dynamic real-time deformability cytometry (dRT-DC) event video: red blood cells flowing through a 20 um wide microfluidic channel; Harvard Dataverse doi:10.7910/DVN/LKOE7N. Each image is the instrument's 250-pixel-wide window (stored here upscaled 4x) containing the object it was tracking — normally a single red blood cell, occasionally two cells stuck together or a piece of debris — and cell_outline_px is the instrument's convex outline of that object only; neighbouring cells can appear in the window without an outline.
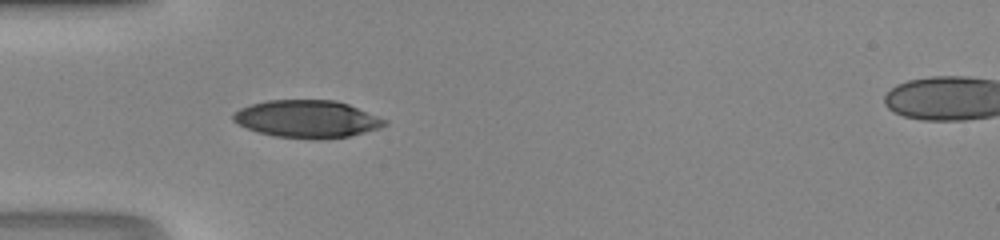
{"species": "human", "species_latin": "Homo sapiens", "temperature_condition": "room temperature", "stored_images_in_passage": 20, "camera_frame_rate_fps": 3000, "um_per_image_px": 0.085, "donor": {"sex": "male"}, "frame": {"image": 1, "passage_image": 1, "time_ms": 0.0, "image_size_px": [1000, 240], "cell_outline_px": [[388, 124], [380, 128], [348, 136], [320, 140], [312, 140], [276, 136], [260, 132], [248, 128], [232, 120], [232, 116], [240, 108], [252, 104], [268, 100], [336, 100], [348, 104], [388, 120]], "centroid_in_image_um": [26.14, 10.12], "position_along_channel_um": 58.9, "area_um2": 33.0}}
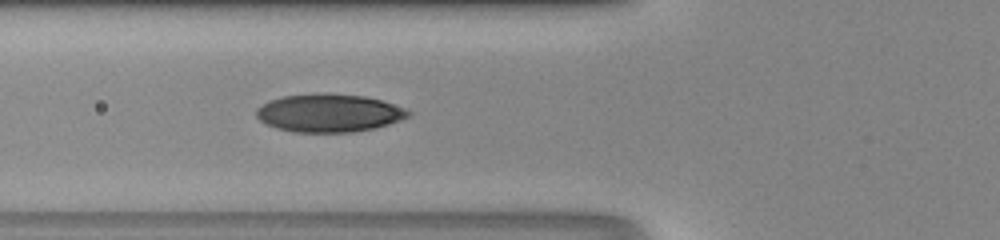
{"frame": {"image": 2, "passage_image": 4, "time_ms": 1.0, "image_size_px": [1000, 240], "cell_outline_px": [[412, 112], [408, 116], [400, 120], [388, 124], [372, 128], [352, 132], [296, 132], [276, 128], [264, 124], [256, 116], [256, 108], [272, 100], [284, 96], [324, 92], [364, 96], [380, 100], [404, 108]], "centroid_in_image_um": [27.94, 9.6], "position_along_channel_um": 97.9, "area_um2": 33.52}}
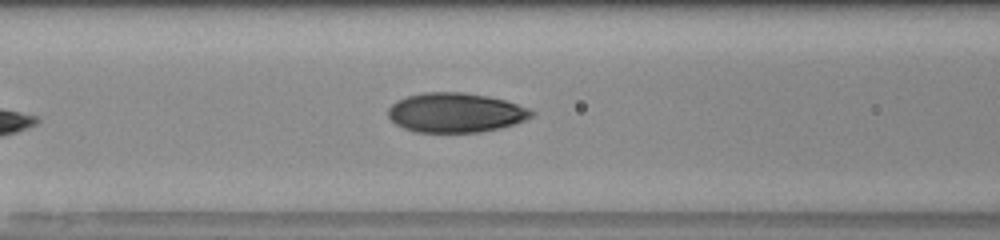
{"frame": {"image": 3, "passage_image": 6, "time_ms": 1.667, "image_size_px": [1000, 240], "cell_outline_px": [[536, 112], [532, 116], [524, 120], [500, 128], [480, 132], [416, 132], [404, 128], [396, 124], [388, 116], [388, 108], [396, 100], [408, 96], [424, 92], [464, 92], [488, 96], [504, 100], [532, 108]], "centroid_in_image_um": [38.74, 9.57], "position_along_channel_um": 127.9, "area_um2": 33.12}}